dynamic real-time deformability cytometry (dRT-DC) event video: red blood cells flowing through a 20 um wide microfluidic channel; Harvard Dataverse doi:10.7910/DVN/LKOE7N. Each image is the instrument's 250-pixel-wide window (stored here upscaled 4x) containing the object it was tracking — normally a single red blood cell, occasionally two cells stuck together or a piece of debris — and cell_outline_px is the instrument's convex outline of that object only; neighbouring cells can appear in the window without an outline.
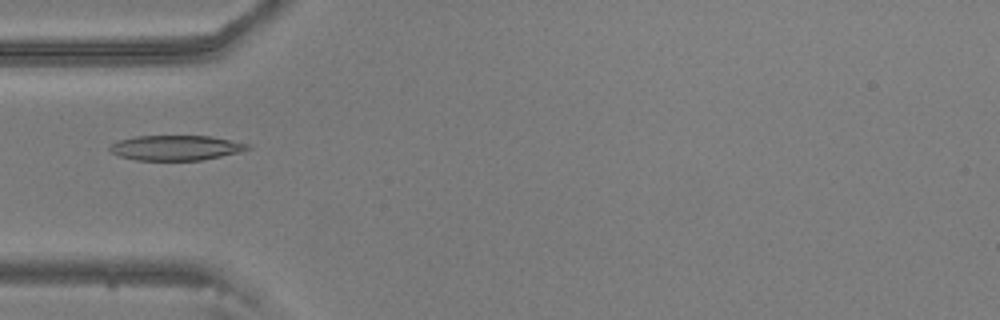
{"species": "common noctule bat (a hibernating species)", "species_latin": "Nyctalus noctula", "temperature_condition": "warm", "stored_images_in_passage": 54, "camera_frame_rate_fps": 3000, "um_per_image_px": 0.085, "animal": {"sex": "male", "body_mass_g": 20.5, "forearm_length_mm": 52.5}, "frame": {"image": 1, "passage_image": 16, "time_ms": 5.0, "image_size_px": [1000, 320], "cell_outline_px": [[252, 148], [240, 152], [204, 160], [136, 160], [120, 156], [108, 152], [108, 148], [116, 140], [136, 136], [212, 136], [248, 144]], "centroid_in_image_um": [14.92, 12.56], "position_along_channel_um": 70.1, "area_um2": 20.23}}
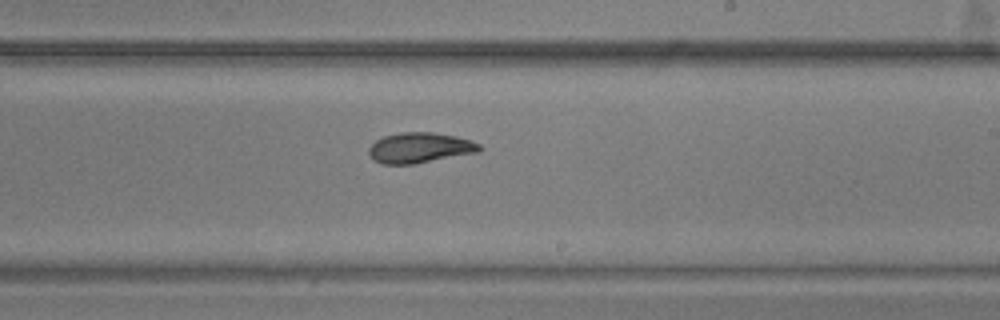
{"frame": {"image": 2, "passage_image": 31, "time_ms": 10.0, "image_size_px": [1000, 320], "cell_outline_px": [[484, 148], [480, 152], [412, 164], [384, 164], [376, 160], [368, 152], [368, 148], [376, 140], [384, 136], [400, 132], [436, 132], [456, 136], [480, 144]], "centroid_in_image_um": [35.72, 12.55], "position_along_channel_um": 253.3, "area_um2": 19.54}}
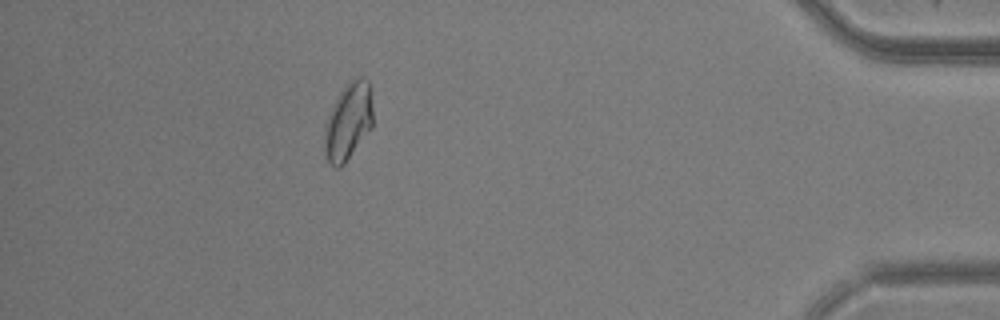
{"frame": {"image": 3, "passage_image": 48, "time_ms": 15.667, "image_size_px": [1000, 320], "cell_outline_px": [[372, 128], [344, 164], [340, 168], [336, 168], [324, 156], [324, 124], [340, 92], [348, 80], [352, 76], [364, 76], [368, 80], [372, 108]], "centroid_in_image_um": [29.59, 10.31], "position_along_channel_um": 405.6, "area_um2": 21.96}, "authors_computed_cell_mechanics": {"area_um2": 19.8832, "velocity_mm_per_s": 3.6455, "shape_relaxation_time_tau1_ms": 5.4376, "shape_relaxation_time_tau2_ms": 3.8522, "deformation_change_tau1": 0.1824, "deformation_change_tau2": 0.0992}}